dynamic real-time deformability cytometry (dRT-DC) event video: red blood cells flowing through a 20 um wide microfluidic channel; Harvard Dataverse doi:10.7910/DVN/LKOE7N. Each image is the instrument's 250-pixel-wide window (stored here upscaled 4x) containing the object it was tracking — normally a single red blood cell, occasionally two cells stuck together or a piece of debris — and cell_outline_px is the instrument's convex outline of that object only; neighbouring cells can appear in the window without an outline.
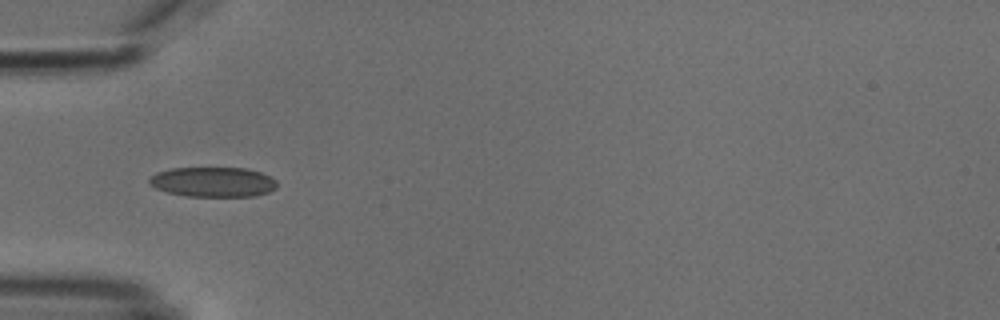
{"species": "common noctule bat (a hibernating species)", "species_latin": "Nyctalus noctula", "temperature_condition": "cold", "stored_images_in_passage": 3, "camera_frame_rate_fps": 3000, "um_per_image_px": 0.085, "animal": {"sex": "male", "body_mass_g": 18.8}, "frame": {"image": 1, "passage_image": 1, "time_ms": 0.0, "image_size_px": [1000, 320], "cell_outline_px": [[276, 188], [268, 192], [256, 196], [184, 196], [168, 192], [156, 188], [148, 184], [148, 180], [156, 172], [172, 168], [244, 168], [260, 172], [276, 180]], "centroid_in_image_um": [18.09, 15.47], "position_along_channel_um": 66.9, "area_um2": 22.2}}
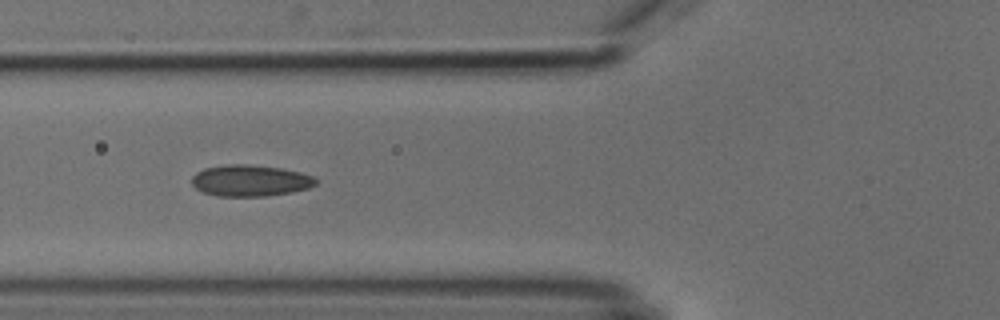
{"frame": {"image": 2, "passage_image": 2, "time_ms": 1.0, "image_size_px": [1000, 320], "cell_outline_px": [[316, 184], [308, 188], [292, 192], [268, 196], [216, 196], [204, 192], [196, 188], [192, 184], [192, 176], [196, 172], [204, 168], [228, 164], [248, 164], [280, 168], [300, 172], [312, 176], [316, 180]], "centroid_in_image_um": [21.25, 15.35], "position_along_channel_um": 104.5, "area_um2": 22.66}}
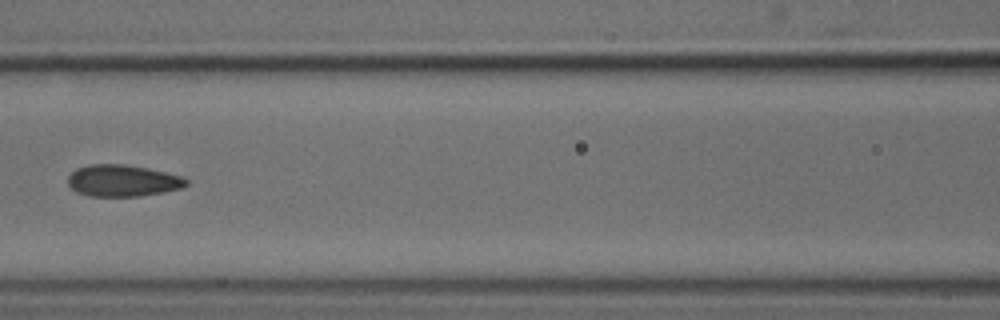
{"frame": {"image": 3, "passage_image": 3, "time_ms": 2.333, "image_size_px": [1000, 320], "cell_outline_px": [[188, 184], [180, 188], [164, 192], [140, 196], [88, 196], [76, 192], [68, 184], [68, 176], [76, 168], [88, 164], [124, 164], [148, 168], [180, 176], [188, 180]], "centroid_in_image_um": [10.39, 15.35], "position_along_channel_um": 156.2, "area_um2": 21.85}}